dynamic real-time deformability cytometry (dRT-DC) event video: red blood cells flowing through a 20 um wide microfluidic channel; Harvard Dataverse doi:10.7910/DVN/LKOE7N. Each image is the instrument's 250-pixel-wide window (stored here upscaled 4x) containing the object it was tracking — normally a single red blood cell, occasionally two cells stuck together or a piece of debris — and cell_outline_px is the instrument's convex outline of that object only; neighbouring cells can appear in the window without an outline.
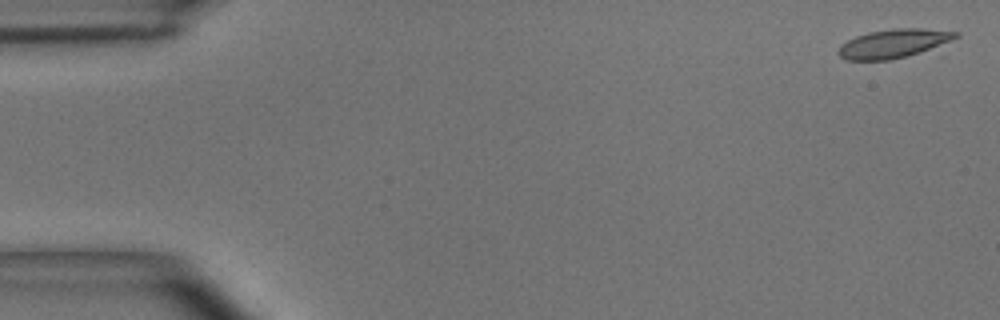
{"species": "common noctule bat (a hibernating species)", "species_latin": "Nyctalus noctula", "temperature_condition": "room temperature", "stored_images_in_passage": 5, "camera_frame_rate_fps": 3000, "um_per_image_px": 0.085, "animal": {"sex": "male", "body_mass_g": 15.6}, "frame": {"image": 1, "passage_image": 1, "time_ms": 0.0, "image_size_px": [1000, 320], "cell_outline_px": [[960, 36], [952, 40], [920, 52], [908, 56], [888, 60], [844, 60], [836, 52], [840, 44], [856, 36], [868, 32], [892, 28], [920, 28], [960, 32]], "centroid_in_image_um": [75.91, 3.69], "position_along_channel_um": 9.1, "area_um2": 19.71}}
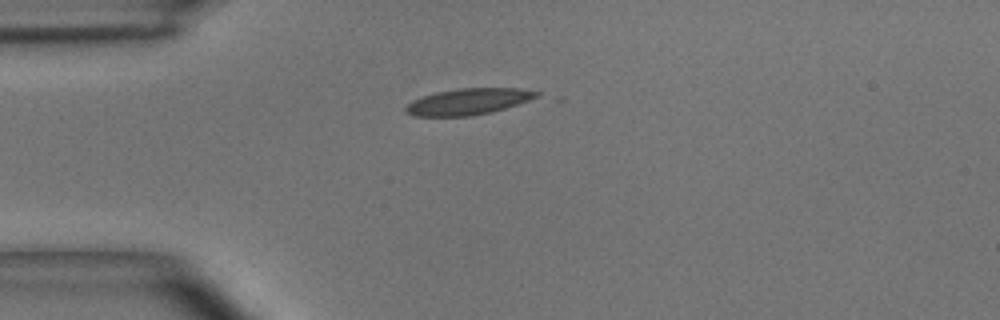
{"frame": {"image": 2, "passage_image": 4, "time_ms": 1.0, "image_size_px": [1000, 320], "cell_outline_px": [[540, 96], [492, 112], [472, 116], [412, 116], [404, 112], [404, 108], [412, 100], [436, 92], [460, 88], [516, 88], [540, 92]], "centroid_in_image_um": [39.76, 8.64], "position_along_channel_um": 45.2, "area_um2": 19.94}}